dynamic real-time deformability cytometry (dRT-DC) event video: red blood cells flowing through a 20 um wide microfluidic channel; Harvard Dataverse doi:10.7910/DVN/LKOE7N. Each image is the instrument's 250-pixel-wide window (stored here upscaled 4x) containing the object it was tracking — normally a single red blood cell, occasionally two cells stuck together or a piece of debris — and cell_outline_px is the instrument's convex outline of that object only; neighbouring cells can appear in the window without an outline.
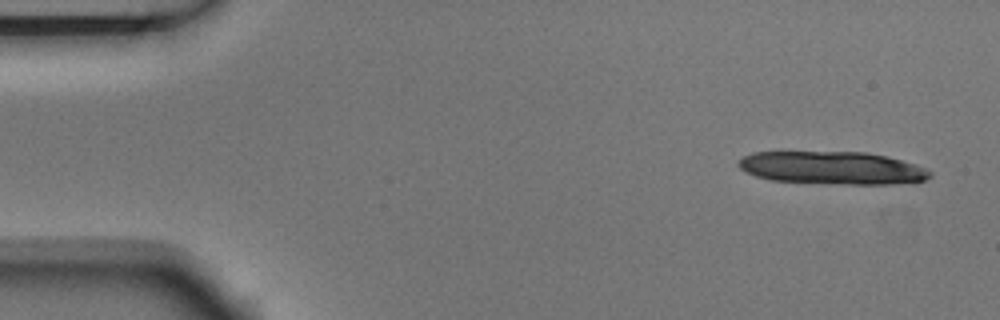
{"species": "Egyptian fruit bat (a non-hibernating species)", "species_latin": "Rousettus aegyptiacus", "temperature_condition": "room temperature", "stored_images_in_passage": 6, "camera_frame_rate_fps": 3000, "um_per_image_px": 0.085, "animal": {"sex": "male"}, "frame": {"image": 1, "passage_image": 1, "time_ms": 0.0, "image_size_px": [1000, 320], "cell_outline_px": [[932, 176], [924, 180], [892, 184], [848, 184], [772, 180], [756, 176], [740, 168], [736, 164], [736, 160], [752, 152], [864, 152], [888, 156], [916, 164], [932, 172]], "centroid_in_image_um": [70.74, 14.26], "position_along_channel_um": 14.3, "area_um2": 36.53}}
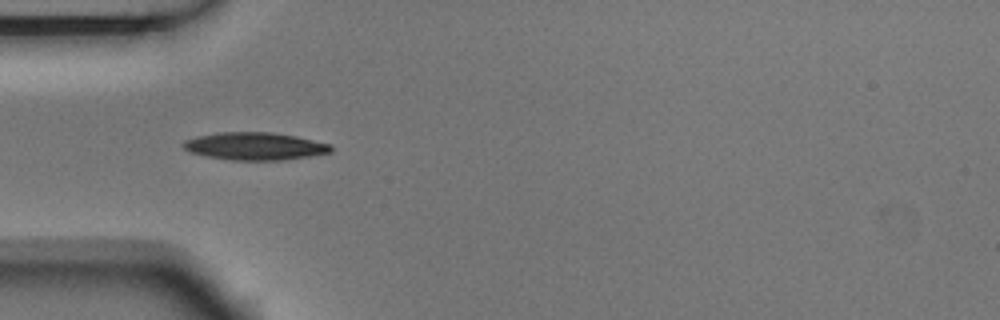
{"frame": {"image": 2, "passage_image": 5, "time_ms": 1.333, "image_size_px": [1000, 320], "cell_outline_px": [[332, 152], [284, 160], [232, 160], [208, 156], [192, 152], [184, 148], [180, 144], [184, 140], [216, 132], [272, 132], [296, 136], [332, 144]], "centroid_in_image_um": [21.69, 12.42], "position_along_channel_um": 63.3, "area_um2": 23.7}}
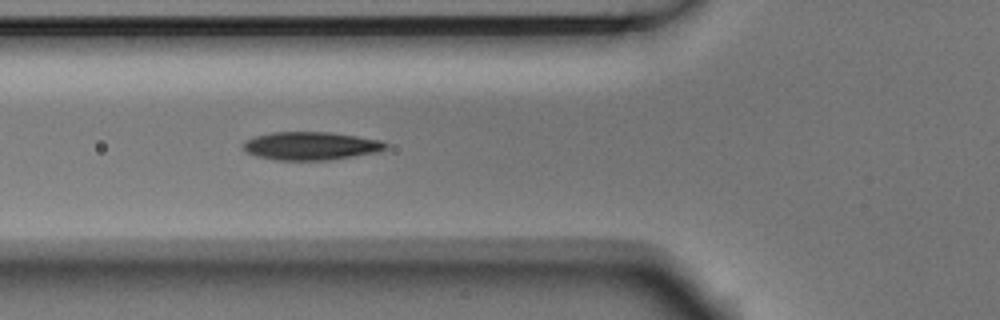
{"frame": {"image": 3, "passage_image": 6, "time_ms": 1.667, "image_size_px": [1000, 320], "cell_outline_px": [[388, 148], [380, 152], [332, 160], [276, 160], [256, 156], [248, 152], [240, 144], [244, 140], [252, 136], [272, 132], [332, 132], [380, 140], [388, 144]], "centroid_in_image_um": [26.42, 12.4], "position_along_channel_um": 99.4, "area_um2": 23.76}}